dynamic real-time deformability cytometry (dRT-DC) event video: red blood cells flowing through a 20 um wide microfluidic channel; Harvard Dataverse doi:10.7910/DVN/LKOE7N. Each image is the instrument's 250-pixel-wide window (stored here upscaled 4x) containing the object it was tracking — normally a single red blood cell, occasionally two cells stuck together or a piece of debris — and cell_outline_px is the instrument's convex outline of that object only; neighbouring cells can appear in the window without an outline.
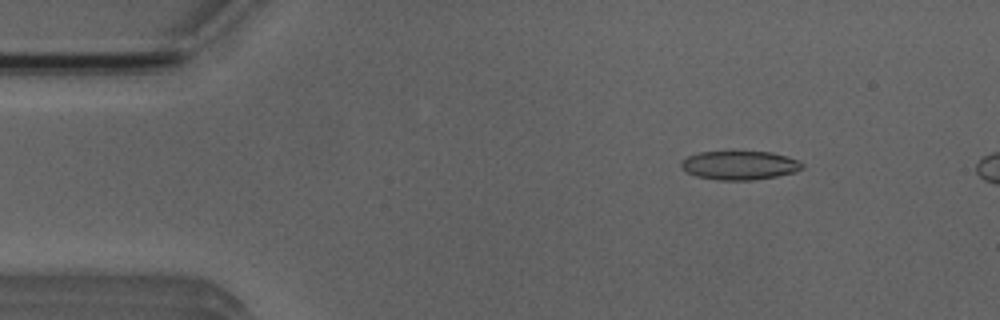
{"species": "Egyptian fruit bat (a non-hibernating species)", "species_latin": "Rousettus aegyptiacus", "temperature_condition": "room temperature", "stored_images_in_passage": 5, "camera_frame_rate_fps": 3000, "um_per_image_px": 0.085, "animal": {"sex": "male"}, "frame": {"image": 1, "passage_image": 2, "time_ms": 1.0, "image_size_px": [1000, 320], "cell_outline_px": [[804, 168], [796, 172], [776, 176], [752, 180], [720, 180], [696, 176], [680, 168], [680, 160], [688, 156], [700, 152], [772, 152], [796, 160], [804, 164]], "centroid_in_image_um": [62.84, 14.05], "position_along_channel_um": 22.2, "area_um2": 20.23}}